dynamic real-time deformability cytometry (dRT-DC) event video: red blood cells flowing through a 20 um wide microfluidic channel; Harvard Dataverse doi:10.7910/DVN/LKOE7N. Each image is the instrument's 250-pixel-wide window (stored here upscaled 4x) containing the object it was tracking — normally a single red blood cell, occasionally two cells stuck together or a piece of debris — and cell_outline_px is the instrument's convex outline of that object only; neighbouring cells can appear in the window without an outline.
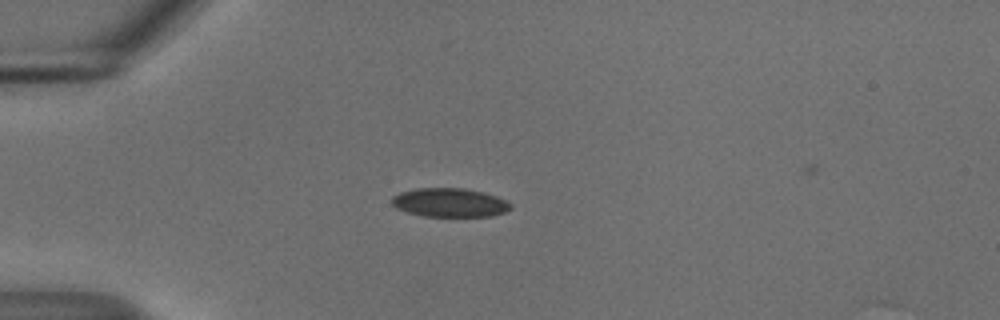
{"species": "common noctule bat (a hibernating species)", "species_latin": "Nyctalus noctula", "temperature_condition": "cold", "stored_images_in_passage": 41, "camera_frame_rate_fps": 3000, "um_per_image_px": 0.085, "animal": {"sex": "male", "body_mass_g": 18.8}, "frame": {"image": 1, "passage_image": 1, "time_ms": 0.0, "image_size_px": [1000, 320], "cell_outline_px": [[512, 208], [504, 212], [492, 216], [424, 216], [408, 212], [396, 208], [392, 204], [392, 196], [400, 192], [416, 188], [464, 188], [484, 192], [496, 196], [512, 204]], "centroid_in_image_um": [38.22, 17.21], "position_along_channel_um": 46.8, "area_um2": 19.94}}
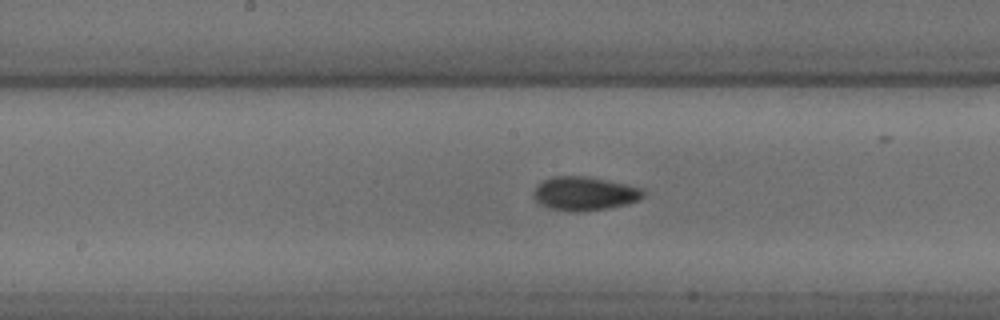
{"frame": {"image": 2, "passage_image": 15, "time_ms": 4.667, "image_size_px": [1000, 320], "cell_outline_px": [[644, 196], [640, 200], [628, 204], [608, 208], [580, 212], [576, 212], [548, 208], [540, 204], [532, 196], [536, 188], [544, 180], [552, 176], [584, 176], [644, 188]], "centroid_in_image_um": [49.7, 16.47], "position_along_channel_um": 198.5, "area_um2": 21.5}}
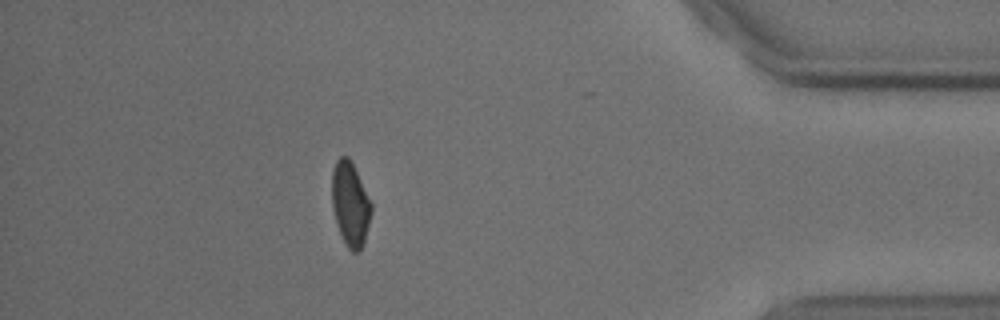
{"frame": {"image": 3, "passage_image": 35, "time_ms": 11.333, "image_size_px": [1000, 320], "cell_outline_px": [[372, 212], [364, 240], [360, 252], [352, 252], [348, 248], [340, 232], [332, 208], [332, 172], [336, 160], [340, 156], [348, 156], [372, 204]], "centroid_in_image_um": [29.77, 17.34], "position_along_channel_um": 405.4, "area_um2": 18.96}, "authors_computed_cell_mechanics": {"area_um2": 20.1722, "velocity_mm_per_s": 3.6953, "shape_relaxation_time_tau1_ms": 5.2853, "shape_relaxation_time_tau2_ms": 2.3187, "deformation_change_tau1": 0.1266, "deformation_change_tau2": 0.0554}}